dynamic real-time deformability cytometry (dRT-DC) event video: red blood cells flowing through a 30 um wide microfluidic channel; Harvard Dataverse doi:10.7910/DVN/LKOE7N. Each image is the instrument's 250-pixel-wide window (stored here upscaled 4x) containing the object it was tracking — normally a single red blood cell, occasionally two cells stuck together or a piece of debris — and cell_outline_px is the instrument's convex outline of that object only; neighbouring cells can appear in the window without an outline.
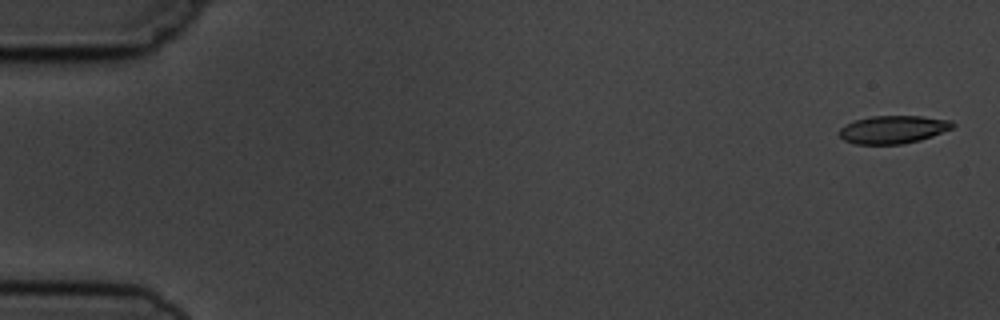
{"species": "common noctule bat (a hibernating species)", "species_latin": "Nyctalus noctula", "temperature_condition": "cold", "stored_images_in_passage": 3, "camera_frame_rate_fps": 3000, "um_per_image_px": 0.085, "animal": {"sex": "male", "body_mass_g": 19.5, "forearm_length_mm": 54.6}, "frame": {"image": 1, "passage_image": 1, "time_ms": 0.0, "image_size_px": [1000, 320], "cell_outline_px": [[956, 124], [952, 128], [932, 136], [920, 140], [904, 144], [856, 144], [844, 140], [840, 136], [840, 128], [856, 120], [872, 116], [924, 116], [952, 120]], "centroid_in_image_um": [75.96, 11.0], "position_along_channel_um": 9.0, "area_um2": 18.38}}